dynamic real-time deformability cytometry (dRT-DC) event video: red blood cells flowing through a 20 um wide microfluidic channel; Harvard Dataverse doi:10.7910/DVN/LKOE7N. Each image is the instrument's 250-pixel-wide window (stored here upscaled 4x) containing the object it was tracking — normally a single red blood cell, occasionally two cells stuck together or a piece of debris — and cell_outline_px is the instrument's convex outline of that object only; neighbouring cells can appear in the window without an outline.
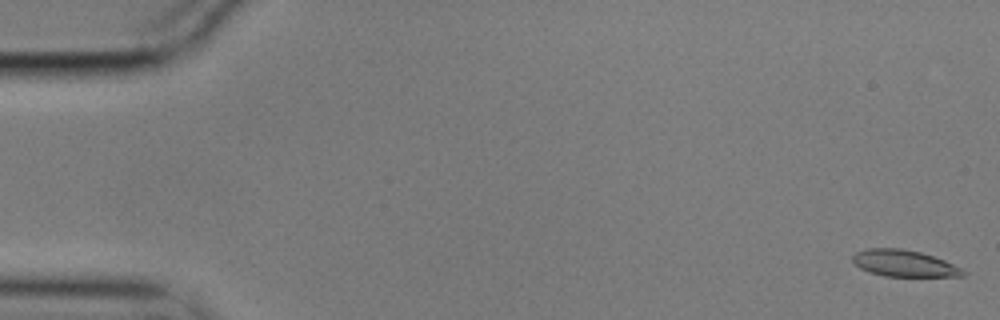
{"species": "common noctule bat (a hibernating species)", "species_latin": "Nyctalus noctula", "temperature_condition": "cold", "stored_images_in_passage": 15, "camera_frame_rate_fps": 3000, "um_per_image_px": 0.085, "animal": {"sex": "male", "body_mass_g": 17.9}, "frame": {"image": 1, "passage_image": 1, "time_ms": 0.0, "image_size_px": [1000, 320], "cell_outline_px": [[968, 272], [964, 276], [884, 276], [860, 268], [852, 260], [852, 256], [856, 252], [868, 248], [900, 248], [920, 252], [944, 260]], "centroid_in_image_um": [76.85, 22.38], "position_along_channel_um": 8.2, "area_um2": 16.88}}
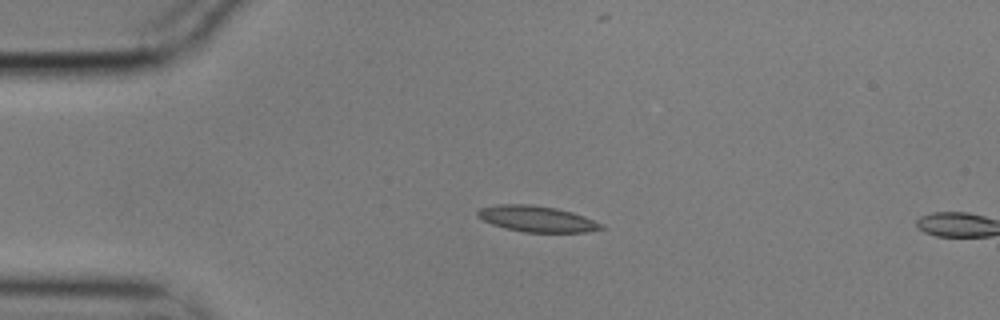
{"frame": {"image": 2, "passage_image": 13, "time_ms": 4.0, "image_size_px": [1000, 320], "cell_outline_px": [[604, 228], [588, 232], [524, 232], [504, 228], [492, 224], [476, 216], [476, 212], [480, 208], [500, 204], [528, 204], [556, 208], [572, 212], [584, 216], [604, 224]], "centroid_in_image_um": [45.64, 18.6], "position_along_channel_um": 39.4, "area_um2": 18.73}}